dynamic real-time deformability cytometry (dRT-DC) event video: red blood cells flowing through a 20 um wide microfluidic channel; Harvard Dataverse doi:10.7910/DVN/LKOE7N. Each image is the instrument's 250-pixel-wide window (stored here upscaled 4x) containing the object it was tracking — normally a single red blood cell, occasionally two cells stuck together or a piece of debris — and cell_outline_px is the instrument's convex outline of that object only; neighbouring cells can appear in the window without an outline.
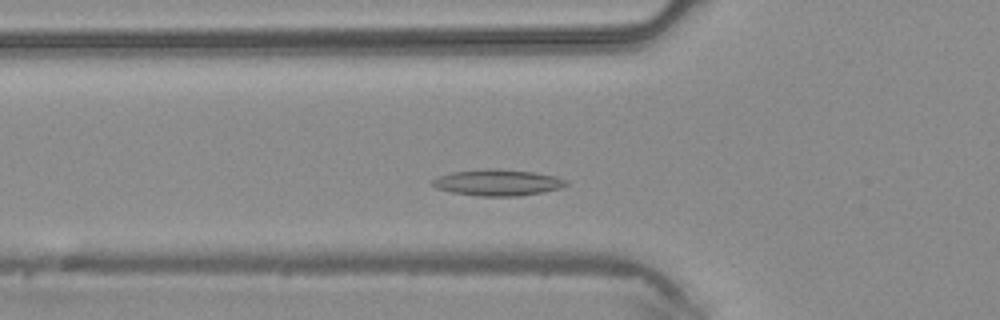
{"species": "common noctule bat (a hibernating species)", "species_latin": "Nyctalus noctula", "temperature_condition": "warm", "stored_images_in_passage": 39, "camera_frame_rate_fps": 3000, "um_per_image_px": 0.085, "animal": {"sex": "male", "body_mass_g": 20.4}, "frame": {"image": 1, "passage_image": 9, "time_ms": 2.667, "image_size_px": [1000, 320], "cell_outline_px": [[568, 184], [560, 188], [520, 196], [480, 196], [452, 192], [436, 188], [432, 184], [432, 180], [440, 176], [452, 172], [488, 168], [496, 168], [536, 172], [556, 176], [568, 180]], "centroid_in_image_um": [42.33, 15.5], "position_along_channel_um": 83.5, "area_um2": 20.46}}
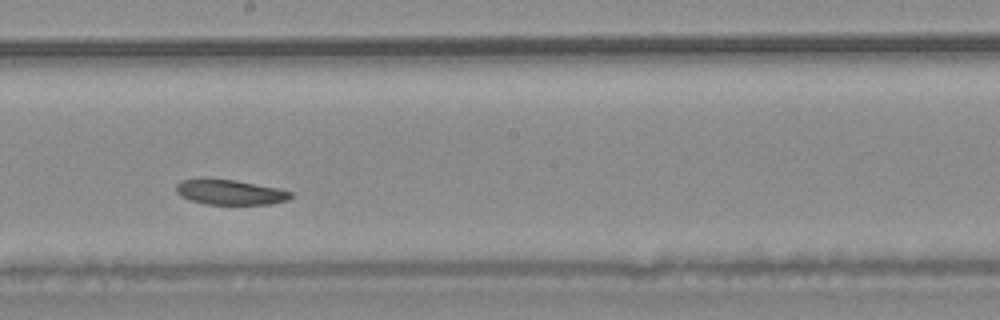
{"frame": {"image": 2, "passage_image": 19, "time_ms": 6.0, "image_size_px": [1000, 320], "cell_outline_px": [[292, 196], [288, 200], [272, 204], [204, 204], [180, 196], [176, 192], [176, 184], [180, 180], [236, 180], [276, 188], [292, 192]], "centroid_in_image_um": [19.57, 16.36], "position_along_channel_um": 228.6, "area_um2": 16.36}}
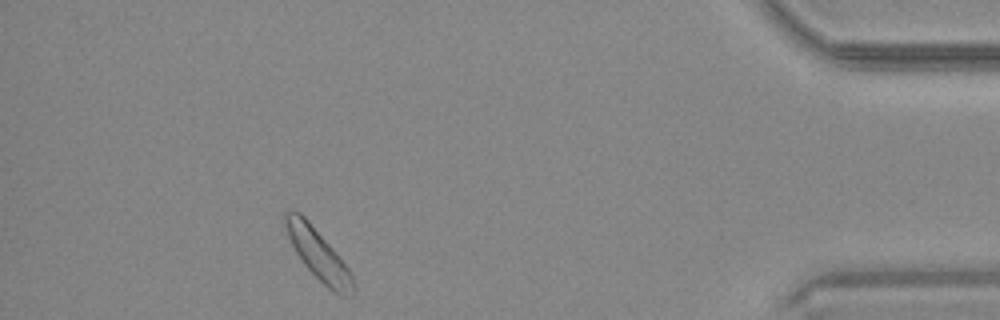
{"frame": {"image": 3, "passage_image": 35, "time_ms": 11.333, "image_size_px": [1000, 320], "cell_outline_px": [[356, 288], [352, 292], [344, 296], [340, 296], [332, 292], [304, 264], [296, 252], [288, 236], [284, 224], [284, 212], [300, 212], [308, 220], [340, 256], [348, 268], [352, 276]], "centroid_in_image_um": [27.07, 21.63], "position_along_channel_um": 408.1, "area_um2": 19.65}}